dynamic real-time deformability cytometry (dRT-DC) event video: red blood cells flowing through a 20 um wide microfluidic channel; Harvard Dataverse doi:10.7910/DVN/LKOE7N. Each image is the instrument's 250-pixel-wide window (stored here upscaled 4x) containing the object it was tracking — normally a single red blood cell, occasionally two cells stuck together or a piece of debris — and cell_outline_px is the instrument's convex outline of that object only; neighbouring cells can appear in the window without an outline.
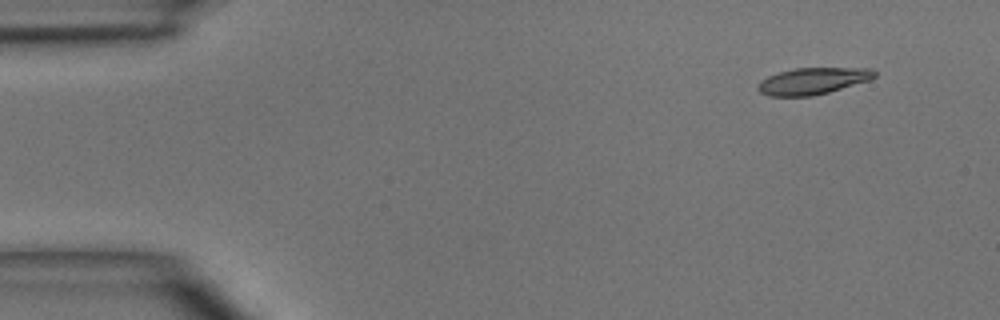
{"species": "common noctule bat (a hibernating species)", "species_latin": "Nyctalus noctula", "temperature_condition": "room temperature", "stored_images_in_passage": 3, "camera_frame_rate_fps": 3000, "um_per_image_px": 0.085, "animal": {"sex": "male", "body_mass_g": 15.6}, "frame": {"image": 1, "passage_image": 1, "time_ms": 0.0, "image_size_px": [1000, 320], "cell_outline_px": [[876, 76], [868, 80], [828, 92], [812, 96], [768, 96], [760, 92], [756, 88], [760, 80], [768, 76], [780, 72], [796, 68], [872, 68], [876, 72]], "centroid_in_image_um": [69.05, 6.88], "position_along_channel_um": 15.9, "area_um2": 17.98}}